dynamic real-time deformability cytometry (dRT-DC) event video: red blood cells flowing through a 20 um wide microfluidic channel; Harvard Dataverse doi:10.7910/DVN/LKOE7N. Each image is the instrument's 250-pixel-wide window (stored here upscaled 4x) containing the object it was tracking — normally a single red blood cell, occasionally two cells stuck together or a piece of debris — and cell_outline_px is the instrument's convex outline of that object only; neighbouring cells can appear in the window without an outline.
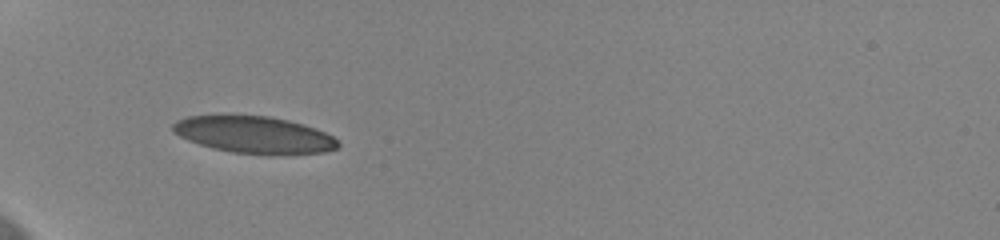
{"species": "human", "species_latin": "Homo sapiens", "temperature_condition": "cold", "stored_images_in_passage": 37, "camera_frame_rate_fps": 3000, "um_per_image_px": 0.085, "donor": {"sex": "female"}, "frame": {"image": 1, "passage_image": 1, "time_ms": 0.0, "image_size_px": [1000, 240], "cell_outline_px": [[340, 144], [336, 148], [324, 152], [268, 156], [232, 152], [212, 148], [188, 140], [172, 132], [172, 124], [176, 120], [188, 116], [268, 116], [288, 120], [304, 124], [316, 128], [332, 136]], "centroid_in_image_um": [21.61, 11.48], "position_along_channel_um": 63.4, "area_um2": 35.72}}
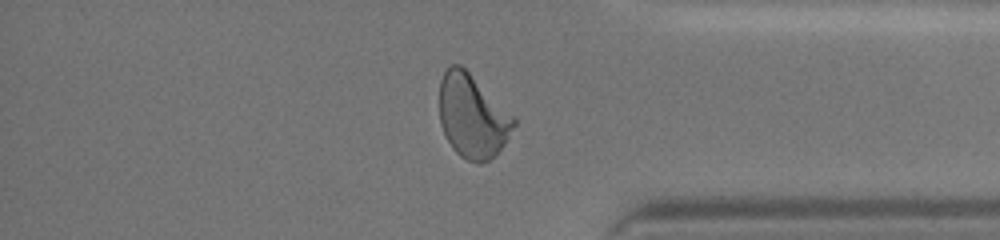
{"frame": {"image": 2, "passage_image": 30, "time_ms": 9.667, "image_size_px": [1000, 240], "cell_outline_px": [[516, 124], [504, 144], [496, 156], [480, 164], [476, 164], [460, 156], [452, 148], [440, 124], [440, 80], [444, 72], [452, 64], [460, 64], [516, 120]], "centroid_in_image_um": [40.13, 9.92], "position_along_channel_um": 395.1, "area_um2": 35.55}}
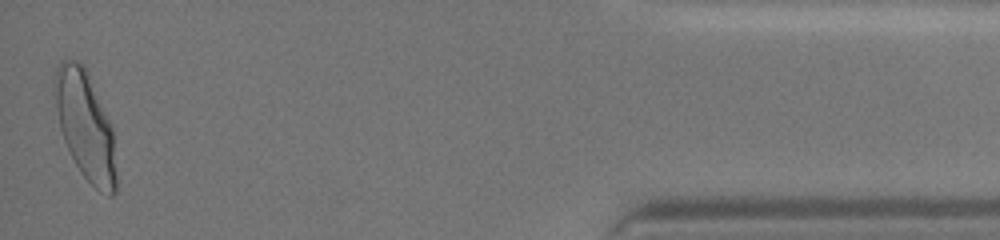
{"frame": {"image": 3, "passage_image": 37, "time_ms": 12.0, "image_size_px": [1000, 240], "cell_outline_px": [[116, 192], [112, 196], [108, 196], [100, 192], [80, 172], [64, 140], [60, 128], [52, 88], [52, 80], [56, 68], [60, 60], [80, 60], [84, 64], [112, 124], [116, 176]], "centroid_in_image_um": [7.24, 10.62], "position_along_channel_um": 428.0, "area_um2": 39.13}, "authors_computed_cell_mechanics": {"area_um2": 35.6626, "velocity_mm_per_s": 3.6327, "shape_relaxation_time_tau1_ms": 5.0147, "shape_relaxation_time_tau2_ms": null, "deformation_change_tau1": 0.1593, "deformation_change_tau2": null}}